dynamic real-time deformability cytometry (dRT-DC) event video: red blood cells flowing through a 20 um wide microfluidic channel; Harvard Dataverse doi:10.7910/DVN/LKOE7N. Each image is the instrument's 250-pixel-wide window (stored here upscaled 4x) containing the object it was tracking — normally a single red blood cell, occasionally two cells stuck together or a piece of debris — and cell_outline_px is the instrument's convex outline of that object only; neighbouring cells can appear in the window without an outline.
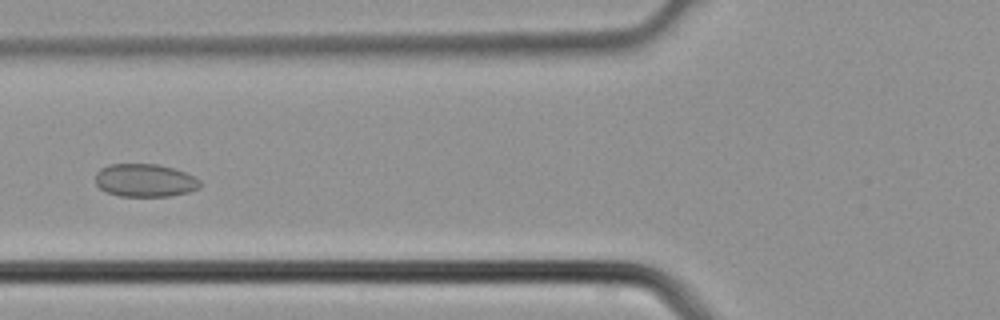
{"species": "common noctule bat (a hibernating species)", "species_latin": "Nyctalus noctula", "temperature_condition": "cold", "stored_images_in_passage": 3, "camera_frame_rate_fps": 3000, "um_per_image_px": 0.085, "animal": {"sex": "male", "body_mass_g": 21.5, "forearm_length_mm": 52.0}, "frame": {"image": 1, "passage_image": 3, "time_ms": 0.667, "image_size_px": [1000, 320], "cell_outline_px": [[200, 188], [188, 192], [168, 196], [120, 196], [108, 192], [100, 188], [96, 184], [96, 172], [100, 168], [108, 164], [156, 164], [172, 168], [184, 172], [200, 180]], "centroid_in_image_um": [12.3, 15.33], "position_along_channel_um": 113.5, "area_um2": 20.0}}